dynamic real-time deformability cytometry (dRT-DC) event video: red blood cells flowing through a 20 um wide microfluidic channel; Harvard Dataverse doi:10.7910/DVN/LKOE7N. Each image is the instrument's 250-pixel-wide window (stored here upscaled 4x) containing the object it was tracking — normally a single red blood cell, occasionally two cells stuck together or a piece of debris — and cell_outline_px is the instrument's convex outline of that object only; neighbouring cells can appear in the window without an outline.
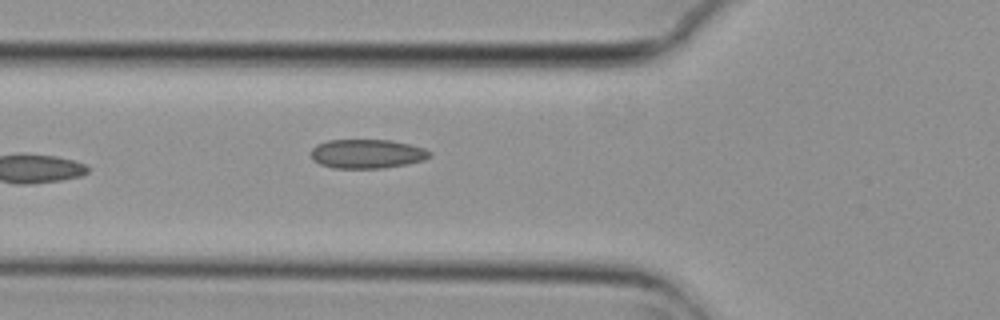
{"species": "common noctule bat (a hibernating species)", "species_latin": "Nyctalus noctula", "temperature_condition": "cold", "stored_images_in_passage": 5, "camera_frame_rate_fps": 3000, "um_per_image_px": 0.085, "animal": {"sex": "female", "body_mass_g": 29.2, "forearm_length_mm": 56.3}, "frame": {"image": 1, "passage_image": 5, "time_ms": 1.333, "image_size_px": [1000, 320], "cell_outline_px": [[432, 156], [424, 160], [408, 164], [384, 168], [332, 168], [320, 164], [312, 160], [312, 148], [316, 144], [328, 140], [392, 140], [424, 148], [432, 152]], "centroid_in_image_um": [31.21, 13.08], "position_along_channel_um": 94.6, "area_um2": 20.29}}